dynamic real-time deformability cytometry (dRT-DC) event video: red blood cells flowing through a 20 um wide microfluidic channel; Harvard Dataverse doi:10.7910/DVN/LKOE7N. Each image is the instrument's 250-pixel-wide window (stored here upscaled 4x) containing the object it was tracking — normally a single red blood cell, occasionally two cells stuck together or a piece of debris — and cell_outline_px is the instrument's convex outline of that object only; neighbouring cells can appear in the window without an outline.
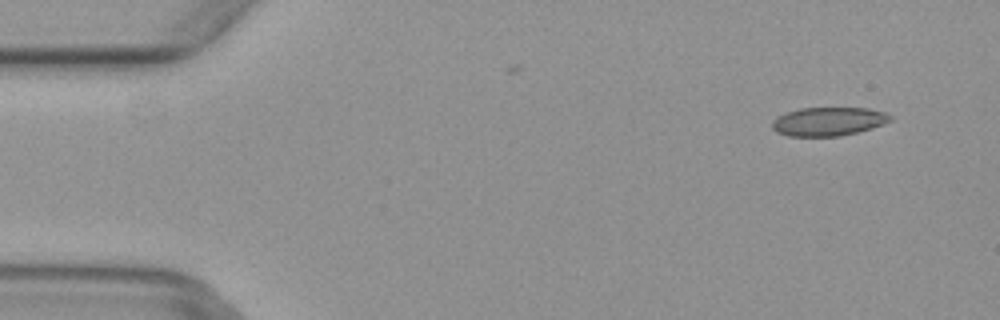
{"species": "common noctule bat (a hibernating species)", "species_latin": "Nyctalus noctula", "temperature_condition": "warm", "stored_images_in_passage": 2, "camera_frame_rate_fps": 3000, "um_per_image_px": 0.085, "animal": {"sex": "female", "body_mass_g": 29.2, "forearm_length_mm": 56.3}, "frame": {"image": 1, "passage_image": 2, "time_ms": 0.333, "image_size_px": [1000, 320], "cell_outline_px": [[892, 120], [884, 124], [872, 128], [840, 136], [788, 136], [776, 132], [772, 128], [772, 120], [776, 116], [800, 108], [868, 108], [884, 112], [892, 116]], "centroid_in_image_um": [70.4, 10.32], "position_along_channel_um": 14.6, "area_um2": 19.77}}